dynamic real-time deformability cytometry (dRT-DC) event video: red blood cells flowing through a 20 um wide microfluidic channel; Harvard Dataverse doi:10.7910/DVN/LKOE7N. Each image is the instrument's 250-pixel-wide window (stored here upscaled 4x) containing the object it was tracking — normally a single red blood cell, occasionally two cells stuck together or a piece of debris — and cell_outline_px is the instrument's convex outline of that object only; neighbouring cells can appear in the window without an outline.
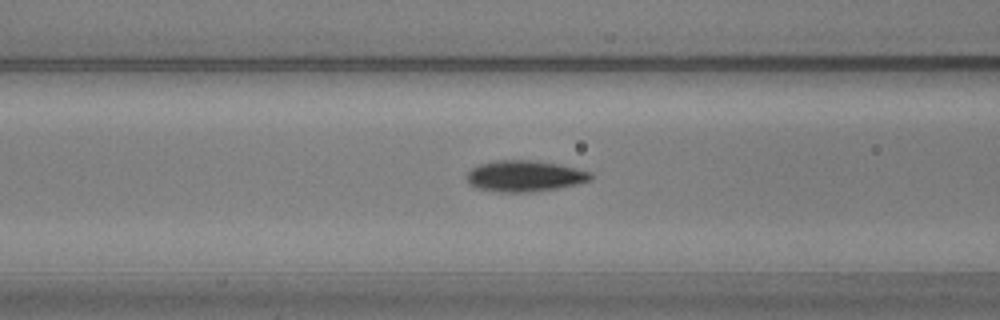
{"species": "common noctule bat (a hibernating species)", "species_latin": "Nyctalus noctula", "temperature_condition": "warm", "stored_images_in_passage": 56, "camera_frame_rate_fps": 3000, "um_per_image_px": 0.085, "animal": {"sex": "male", "body_mass_g": 20.5, "forearm_length_mm": 52.5}, "frame": {"image": 1, "passage_image": 22, "time_ms": 7.0, "image_size_px": [1000, 320], "cell_outline_px": [[592, 180], [576, 184], [556, 188], [532, 192], [496, 192], [476, 188], [468, 184], [468, 172], [472, 168], [480, 164], [496, 160], [528, 160], [560, 164], [592, 172]], "centroid_in_image_um": [44.6, 14.97], "position_along_channel_um": 122.0, "area_um2": 22.48}}
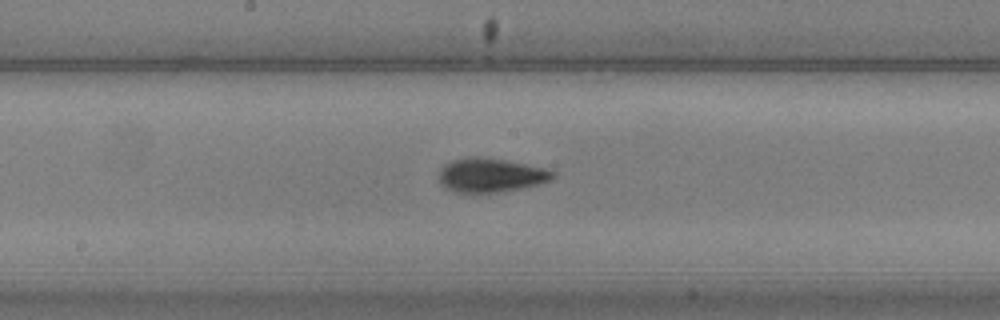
{"frame": {"image": 2, "passage_image": 29, "time_ms": 9.333, "image_size_px": [1000, 320], "cell_outline_px": [[556, 176], [552, 180], [540, 184], [524, 188], [504, 192], [452, 192], [444, 188], [440, 184], [440, 168], [444, 164], [452, 160], [476, 156], [480, 156], [504, 160], [544, 168], [556, 172]], "centroid_in_image_um": [41.72, 14.9], "position_along_channel_um": 206.5, "area_um2": 22.77}}
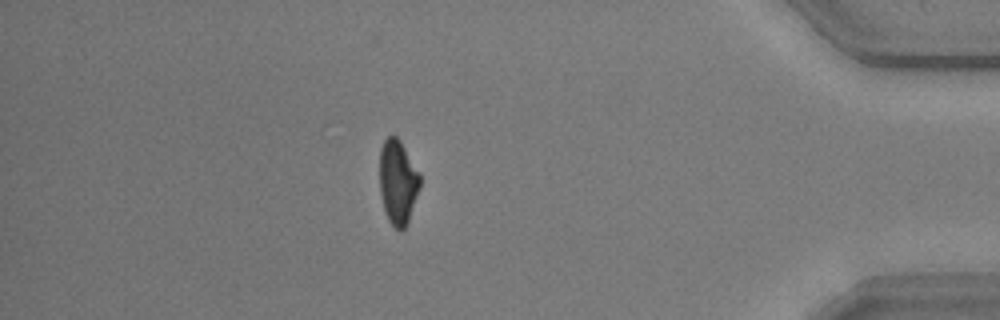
{"frame": {"image": 3, "passage_image": 49, "time_ms": 16.0, "image_size_px": [1000, 320], "cell_outline_px": [[420, 188], [408, 224], [400, 232], [388, 220], [384, 212], [380, 192], [380, 148], [384, 140], [388, 136], [396, 136], [400, 140], [420, 172]], "centroid_in_image_um": [33.83, 15.49], "position_along_channel_um": 401.4, "area_um2": 20.17}, "authors_computed_cell_mechanics": {"area_um2": 20.9236, "velocity_mm_per_s": 3.603, "shape_relaxation_time_tau1_ms": 2.8768, "shape_relaxation_time_tau2_ms": 2.2536, "deformation_change_tau1": 0.1757, "deformation_change_tau2": 0.0896}}